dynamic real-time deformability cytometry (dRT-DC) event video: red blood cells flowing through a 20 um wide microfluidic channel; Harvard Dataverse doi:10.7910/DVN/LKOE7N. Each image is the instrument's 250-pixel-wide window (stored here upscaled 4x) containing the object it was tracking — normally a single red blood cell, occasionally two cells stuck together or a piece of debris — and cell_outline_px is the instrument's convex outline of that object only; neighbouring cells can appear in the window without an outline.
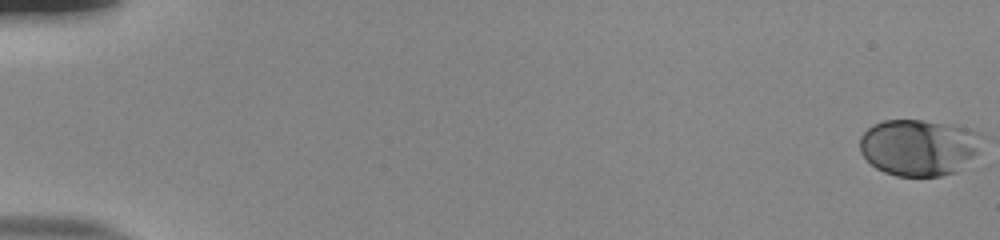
{"species": "human", "species_latin": "Homo sapiens", "temperature_condition": "room temperature", "stored_images_in_passage": 56, "camera_frame_rate_fps": 3000, "um_per_image_px": 0.085, "donor": {"sex": "male"}, "frame": {"image": 1, "passage_image": 1, "time_ms": 0.0, "image_size_px": [1000, 240], "cell_outline_px": [[980, 136], [976, 152], [956, 172], [940, 176], [896, 176], [884, 172], [876, 168], [860, 152], [860, 136], [872, 124], [884, 120], [920, 120], [968, 128], [980, 132]], "centroid_in_image_um": [78.04, 12.52], "position_along_channel_um": 7.0, "area_um2": 39.71}}
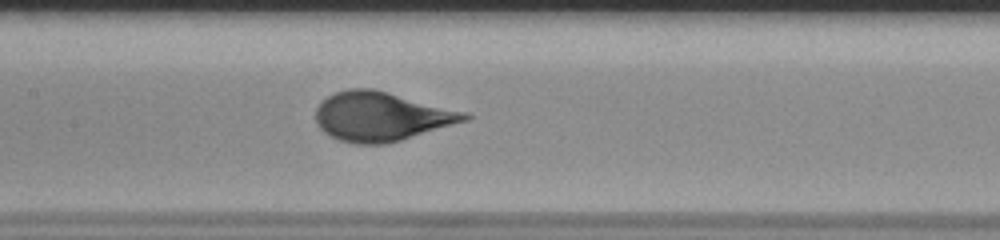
{"frame": {"image": 2, "passage_image": 29, "time_ms": 9.333, "image_size_px": [1000, 240], "cell_outline_px": [[472, 116], [468, 120], [400, 140], [384, 144], [356, 144], [340, 140], [324, 132], [316, 124], [316, 108], [328, 96], [336, 92], [348, 88], [372, 88], [468, 112]], "centroid_in_image_um": [32.41, 9.89], "position_along_channel_um": 175.0, "area_um2": 42.37}}
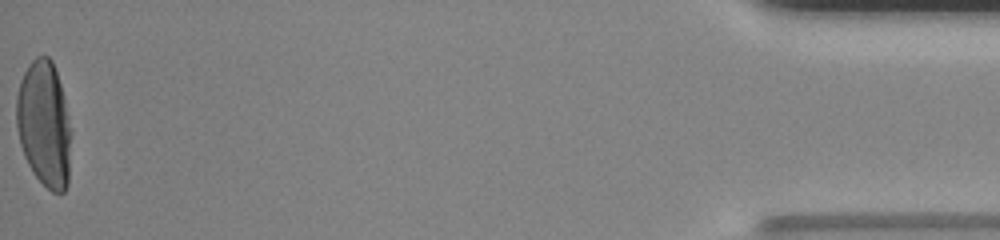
{"frame": {"image": 3, "passage_image": 56, "time_ms": 18.333, "image_size_px": [1000, 240], "cell_outline_px": [[72, 132], [68, 184], [64, 192], [52, 192], [32, 172], [24, 156], [20, 144], [16, 124], [16, 96], [20, 80], [28, 64], [36, 56], [48, 56], [52, 60], [64, 96]], "centroid_in_image_um": [3.76, 10.54], "position_along_channel_um": 431.4, "area_um2": 40.58}}